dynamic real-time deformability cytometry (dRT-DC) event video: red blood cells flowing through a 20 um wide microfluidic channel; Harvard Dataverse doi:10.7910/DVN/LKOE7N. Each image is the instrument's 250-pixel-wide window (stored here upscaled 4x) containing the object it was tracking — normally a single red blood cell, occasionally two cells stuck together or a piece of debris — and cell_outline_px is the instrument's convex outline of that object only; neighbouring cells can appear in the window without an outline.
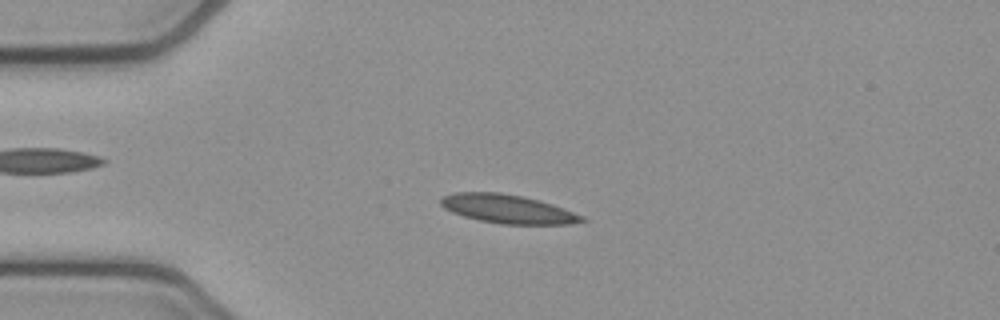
{"species": "common noctule bat (a hibernating species)", "species_latin": "Nyctalus noctula", "temperature_condition": "cold", "stored_images_in_passage": 54, "camera_frame_rate_fps": 3000, "um_per_image_px": 0.085, "animal": {"sex": "female", "body_mass_g": 21.9}, "frame": {"image": 1, "passage_image": 13, "time_ms": 4.0, "image_size_px": [1000, 320], "cell_outline_px": [[588, 220], [568, 224], [500, 224], [480, 220], [464, 216], [452, 212], [444, 208], [440, 204], [440, 200], [444, 196], [456, 192], [500, 192], [524, 196], [540, 200], [564, 208], [584, 216]], "centroid_in_image_um": [43.18, 17.75], "position_along_channel_um": 41.8, "area_um2": 23.64}}
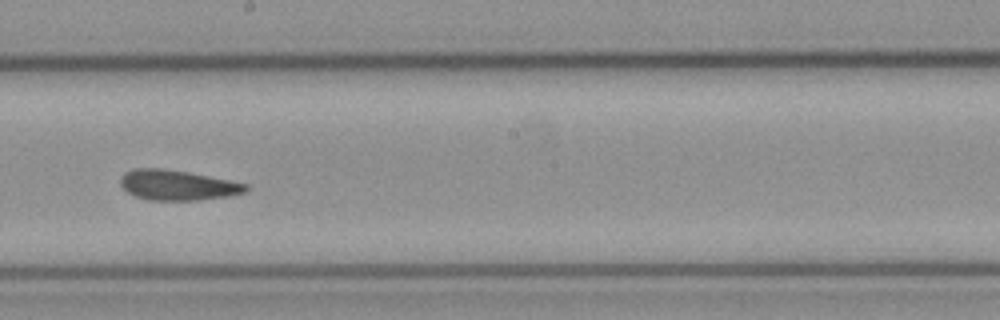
{"frame": {"image": 2, "passage_image": 30, "time_ms": 9.667, "image_size_px": [1000, 320], "cell_outline_px": [[248, 192], [228, 196], [200, 200], [148, 200], [136, 196], [128, 192], [120, 184], [120, 176], [124, 172], [136, 168], [160, 168], [188, 172], [232, 180], [248, 184]], "centroid_in_image_um": [15.11, 15.73], "position_along_channel_um": 233.1, "area_um2": 22.2}}
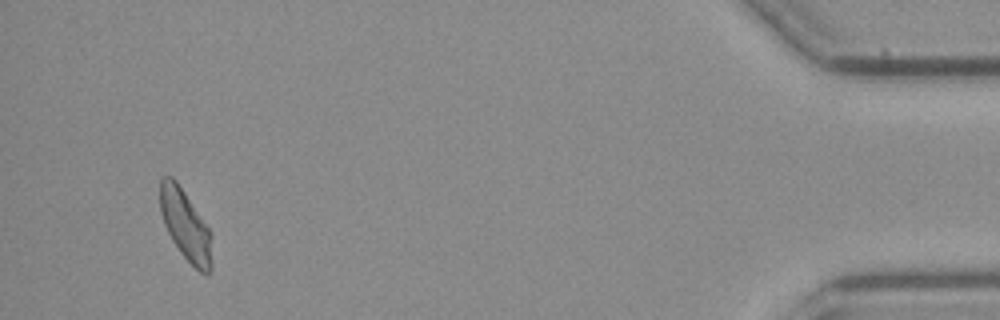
{"frame": {"image": 3, "passage_image": 51, "time_ms": 16.667, "image_size_px": [1000, 320], "cell_outline_px": [[212, 268], [208, 276], [200, 272], [180, 252], [172, 240], [164, 224], [160, 212], [160, 180], [164, 176], [172, 176], [176, 180], [208, 228], [212, 236]], "centroid_in_image_um": [15.77, 19.17], "position_along_channel_um": 419.4, "area_um2": 21.15}, "authors_computed_cell_mechanics": {"area_um2": 22.3975, "velocity_mm_per_s": 3.7993, "shape_relaxation_time_tau1_ms": null, "shape_relaxation_time_tau2_ms": 3.2185, "deformation_change_tau1": null, "deformation_change_tau2": 0.0826}}